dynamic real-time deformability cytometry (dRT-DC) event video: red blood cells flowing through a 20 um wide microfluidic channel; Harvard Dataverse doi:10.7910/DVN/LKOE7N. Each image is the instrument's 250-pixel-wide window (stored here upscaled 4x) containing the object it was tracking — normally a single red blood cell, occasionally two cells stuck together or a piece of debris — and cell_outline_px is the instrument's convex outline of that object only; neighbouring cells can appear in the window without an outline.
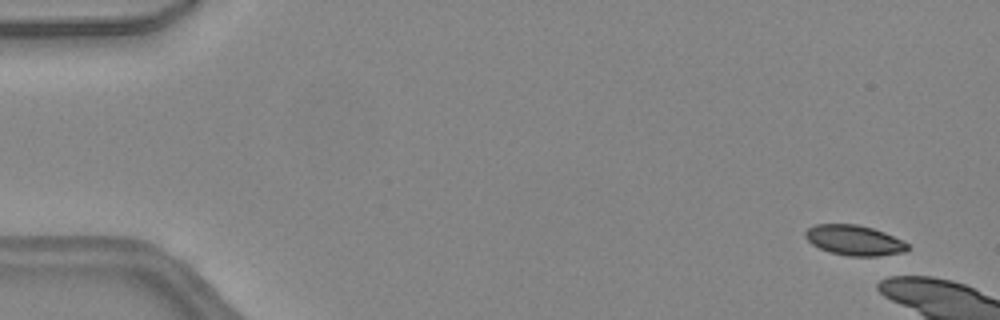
{"species": "common noctule bat (a hibernating species)", "species_latin": "Nyctalus noctula", "temperature_condition": "warm", "stored_images_in_passage": 7, "camera_frame_rate_fps": 3000, "um_per_image_px": 0.085, "animal": {"sex": "female", "body_mass_g": 24.6, "forearm_length_mm": 56.2}, "frame": {"image": 1, "passage_image": 3, "time_ms": 0.667, "image_size_px": [1000, 320], "cell_outline_px": [[908, 248], [904, 252], [876, 256], [848, 256], [828, 252], [812, 244], [804, 236], [804, 232], [808, 228], [816, 224], [856, 224], [872, 228], [884, 232], [904, 240], [908, 244]], "centroid_in_image_um": [72.6, 20.42], "position_along_channel_um": 12.4, "area_um2": 18.03}}